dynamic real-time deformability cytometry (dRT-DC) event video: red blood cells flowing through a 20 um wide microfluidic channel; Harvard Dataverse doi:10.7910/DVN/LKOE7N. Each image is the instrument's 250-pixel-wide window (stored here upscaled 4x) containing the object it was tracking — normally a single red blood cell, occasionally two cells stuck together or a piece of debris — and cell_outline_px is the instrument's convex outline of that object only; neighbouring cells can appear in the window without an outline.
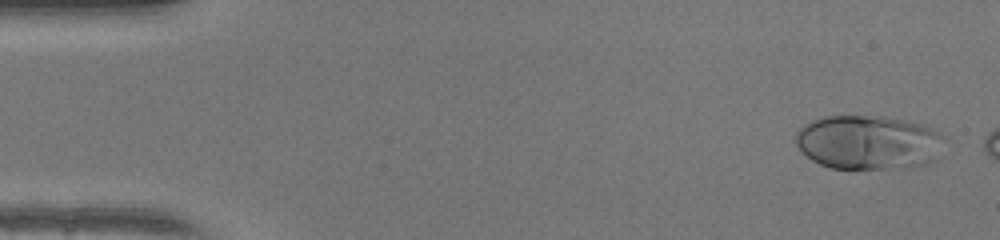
{"species": "human", "species_latin": "Homo sapiens", "temperature_condition": "warm", "stored_images_in_passage": 8, "camera_frame_rate_fps": 3000, "um_per_image_px": 0.085, "donor": {"sex": "female"}, "frame": {"image": 1, "passage_image": 2, "time_ms": 0.333, "image_size_px": [1000, 240], "cell_outline_px": [[940, 136], [936, 160], [928, 164], [916, 168], [832, 168], [820, 164], [812, 160], [800, 152], [796, 144], [796, 132], [804, 124], [812, 120], [824, 116], [884, 116], [908, 120], [924, 124], [940, 132]], "centroid_in_image_um": [73.78, 12.1], "position_along_channel_um": 11.2, "area_um2": 47.22}}